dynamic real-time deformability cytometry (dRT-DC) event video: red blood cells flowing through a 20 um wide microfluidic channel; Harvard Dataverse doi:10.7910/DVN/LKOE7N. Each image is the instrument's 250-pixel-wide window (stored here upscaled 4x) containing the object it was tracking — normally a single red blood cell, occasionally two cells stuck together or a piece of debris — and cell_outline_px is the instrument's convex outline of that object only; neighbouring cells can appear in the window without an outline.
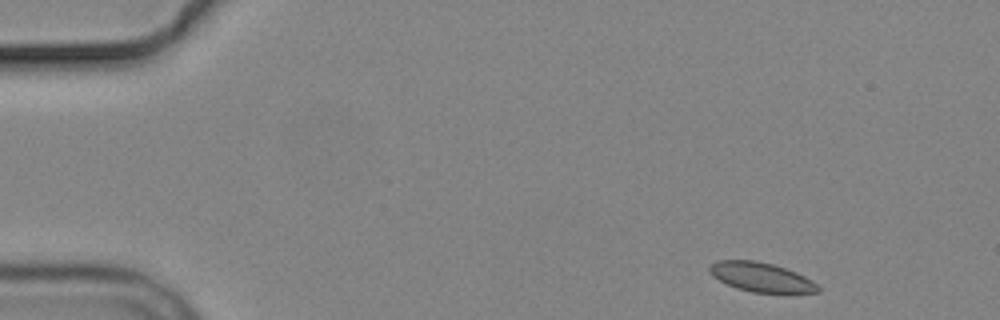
{"species": "common noctule bat (a hibernating species)", "species_latin": "Nyctalus noctula", "temperature_condition": "cold", "stored_images_in_passage": 4, "camera_frame_rate_fps": 3000, "um_per_image_px": 0.085, "animal": {"sex": "male", "body_mass_g": 19.2, "forearm_length_mm": 51.8}, "frame": {"image": 1, "passage_image": 1, "time_ms": 0.0, "image_size_px": [1000, 320], "cell_outline_px": [[820, 292], [752, 292], [736, 288], [712, 276], [708, 268], [716, 260], [756, 260], [772, 264], [796, 272], [812, 280], [820, 288]], "centroid_in_image_um": [64.68, 23.54], "position_along_channel_um": 20.3, "area_um2": 18.26}}
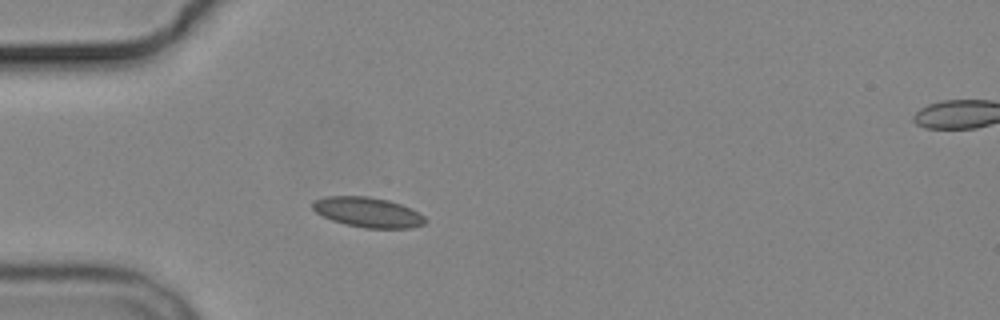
{"frame": {"image": 2, "passage_image": 3, "time_ms": 3.333, "image_size_px": [1000, 320], "cell_outline_px": [[428, 220], [424, 224], [412, 228], [364, 228], [344, 224], [332, 220], [316, 212], [312, 208], [312, 204], [316, 200], [324, 196], [368, 196], [388, 200], [400, 204], [424, 216]], "centroid_in_image_um": [31.26, 18.05], "position_along_channel_um": 53.7, "area_um2": 19.59}}